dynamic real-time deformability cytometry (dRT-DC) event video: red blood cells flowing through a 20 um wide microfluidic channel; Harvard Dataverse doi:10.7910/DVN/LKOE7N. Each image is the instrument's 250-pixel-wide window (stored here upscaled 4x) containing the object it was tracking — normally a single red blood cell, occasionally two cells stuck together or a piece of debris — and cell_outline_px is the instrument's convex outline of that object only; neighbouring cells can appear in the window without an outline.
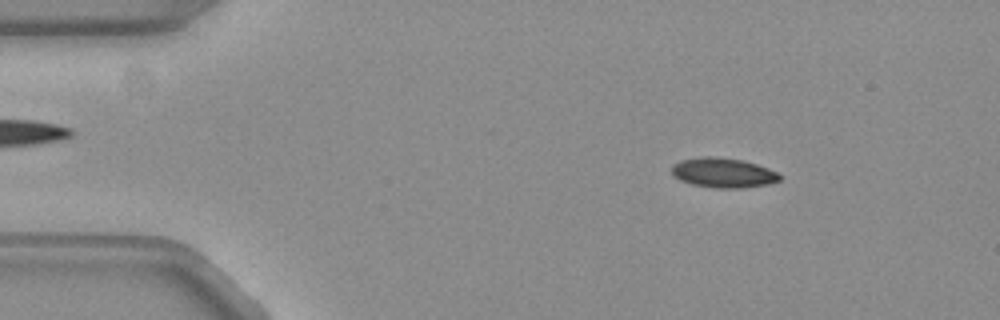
{"species": "common noctule bat (a hibernating species)", "species_latin": "Nyctalus noctula", "temperature_condition": "warm", "stored_images_in_passage": 54, "camera_frame_rate_fps": 3000, "um_per_image_px": 0.085, "animal": {"sex": "female", "body_mass_g": 19.3, "forearm_length_mm": 54.1}, "frame": {"image": 1, "passage_image": 7, "time_ms": 2.0, "image_size_px": [1000, 320], "cell_outline_px": [[780, 180], [768, 184], [744, 188], [716, 188], [692, 184], [680, 180], [672, 176], [672, 164], [680, 160], [704, 156], [712, 156], [740, 160], [756, 164], [768, 168], [776, 172], [780, 176]], "centroid_in_image_um": [61.43, 14.69], "position_along_channel_um": 23.6, "area_um2": 18.67}}
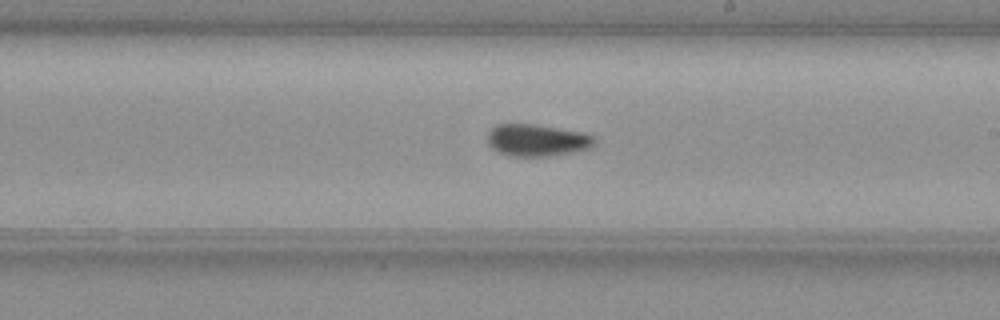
{"frame": {"image": 2, "passage_image": 30, "time_ms": 9.667, "image_size_px": [1000, 320], "cell_outline_px": [[596, 144], [592, 148], [576, 152], [548, 156], [508, 156], [492, 148], [488, 144], [488, 132], [496, 124], [536, 124], [584, 132], [592, 136], [596, 140]], "centroid_in_image_um": [45.69, 11.92], "position_along_channel_um": 243.3, "area_um2": 20.23}}
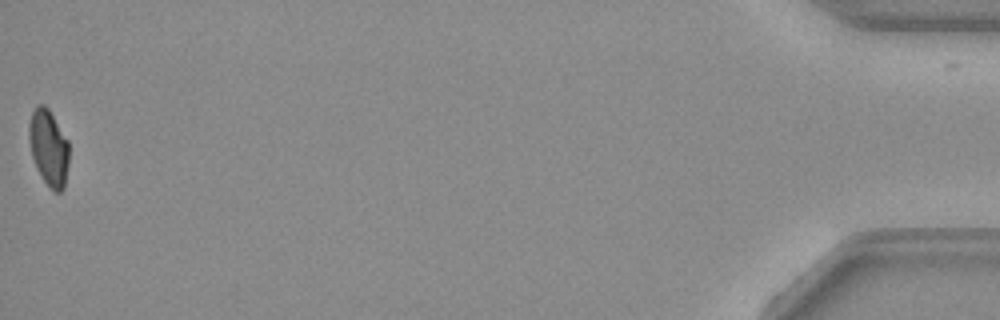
{"frame": {"image": 3, "passage_image": 53, "time_ms": 17.333, "image_size_px": [1000, 320], "cell_outline_px": [[68, 164], [64, 188], [60, 192], [52, 192], [36, 168], [32, 156], [28, 136], [28, 128], [32, 112], [36, 104], [44, 104], [48, 108], [68, 140]], "centroid_in_image_um": [4.13, 12.56], "position_along_channel_um": 431.1, "area_um2": 17.8}}